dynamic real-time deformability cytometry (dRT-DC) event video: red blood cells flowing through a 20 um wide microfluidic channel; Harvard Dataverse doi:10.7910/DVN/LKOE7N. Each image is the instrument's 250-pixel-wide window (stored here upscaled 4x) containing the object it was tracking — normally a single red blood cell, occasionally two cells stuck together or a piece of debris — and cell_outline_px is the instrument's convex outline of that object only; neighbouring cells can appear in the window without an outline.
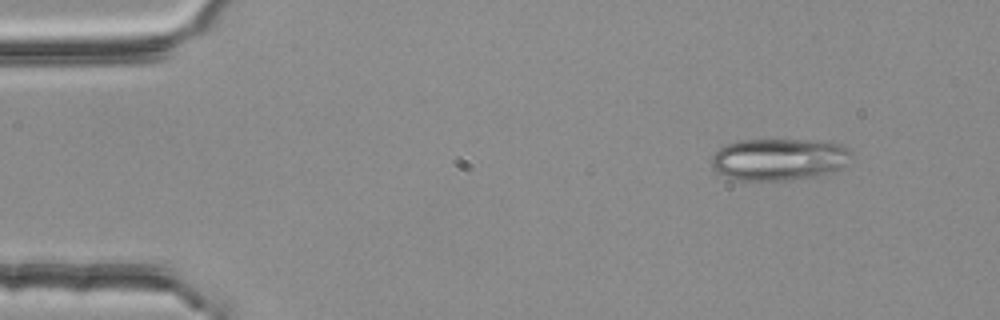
{"species": "common noctule bat (a hibernating species)", "species_latin": "Nyctalus noctula", "temperature_condition": "room temperature", "stored_images_in_passage": 4, "camera_frame_rate_fps": 3000, "um_per_image_px": 0.085, "animal": {"sex": "female", "body_mass_g": 25.1}, "frame": {"image": 1, "passage_image": 1, "time_ms": 0.0, "image_size_px": [1000, 320], "cell_outline_px": [[852, 156], [848, 164], [844, 168], [832, 172], [816, 176], [784, 180], [732, 180], [712, 168], [712, 156], [720, 148], [728, 144], [740, 140], [804, 140], [840, 144], [848, 148], [852, 152]], "centroid_in_image_um": [66.25, 13.55], "position_along_channel_um": 18.8, "area_um2": 34.22}}